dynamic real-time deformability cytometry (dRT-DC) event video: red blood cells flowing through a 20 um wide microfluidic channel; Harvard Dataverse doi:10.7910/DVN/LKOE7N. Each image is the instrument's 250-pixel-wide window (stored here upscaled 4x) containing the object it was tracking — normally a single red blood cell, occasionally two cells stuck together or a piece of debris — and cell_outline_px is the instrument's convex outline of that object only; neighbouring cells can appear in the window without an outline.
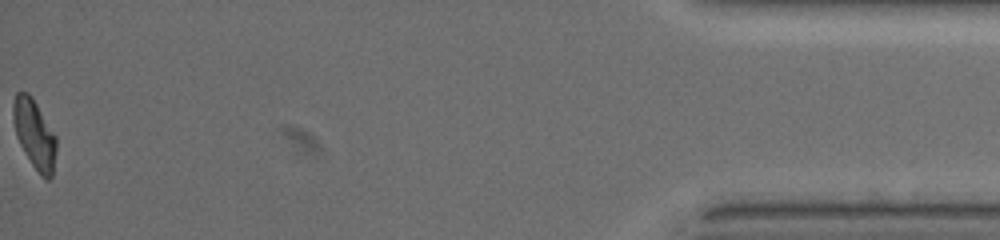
{"species": "common noctule bat (a hibernating species)", "species_latin": "Nyctalus noctula", "temperature_condition": "warm", "stored_images_in_passage": 42, "camera_frame_rate_fps": 3000, "um_per_image_px": 0.085, "animal": {"sex": "female", "body_mass_g": 19.5, "forearm_length_mm": 54.1}, "frame": {"image": 1, "passage_image": 42, "time_ms": 13.667, "image_size_px": [1000, 240], "cell_outline_px": [[56, 152], [52, 176], [48, 180], [44, 180], [40, 176], [32, 164], [20, 144], [16, 136], [12, 116], [12, 104], [16, 92], [28, 92], [32, 96], [56, 136]], "centroid_in_image_um": [2.92, 11.39], "position_along_channel_um": 432.3, "area_um2": 17.46}, "authors_computed_cell_mechanics": {"area_um2": 18.2937, "velocity_mm_per_s": 3.5456, "shape_relaxation_time_tau1_ms": 5.4053, "shape_relaxation_time_tau2_ms": 3.5856, "deformation_change_tau1": 0.1921, "deformation_change_tau2": 0.0819}}